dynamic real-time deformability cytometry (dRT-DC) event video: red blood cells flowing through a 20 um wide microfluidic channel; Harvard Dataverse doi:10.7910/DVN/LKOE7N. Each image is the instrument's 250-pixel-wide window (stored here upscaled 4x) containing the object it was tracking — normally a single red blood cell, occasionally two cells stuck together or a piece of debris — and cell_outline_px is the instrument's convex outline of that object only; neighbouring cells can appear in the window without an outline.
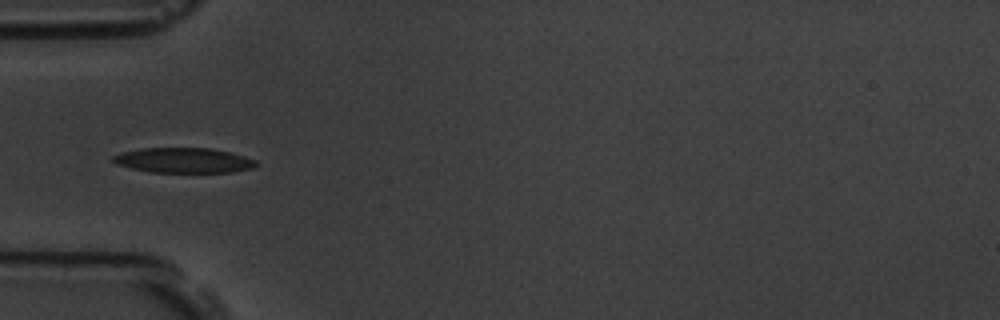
{"species": "common noctule bat (a hibernating species)", "species_latin": "Nyctalus noctula", "temperature_condition": "room temperature", "stored_images_in_passage": 6, "camera_frame_rate_fps": 3000, "um_per_image_px": 0.085, "animal": {"sex": "male", "body_mass_g": 19.5, "forearm_length_mm": 54.6}, "frame": {"image": 1, "passage_image": 2, "time_ms": 0.333, "image_size_px": [1000, 320], "cell_outline_px": [[256, 164], [252, 168], [232, 172], [152, 172], [132, 168], [116, 164], [112, 160], [112, 156], [124, 152], [140, 148], [212, 148], [244, 156], [256, 160]], "centroid_in_image_um": [15.6, 13.62], "position_along_channel_um": 69.4, "area_um2": 20.69}}
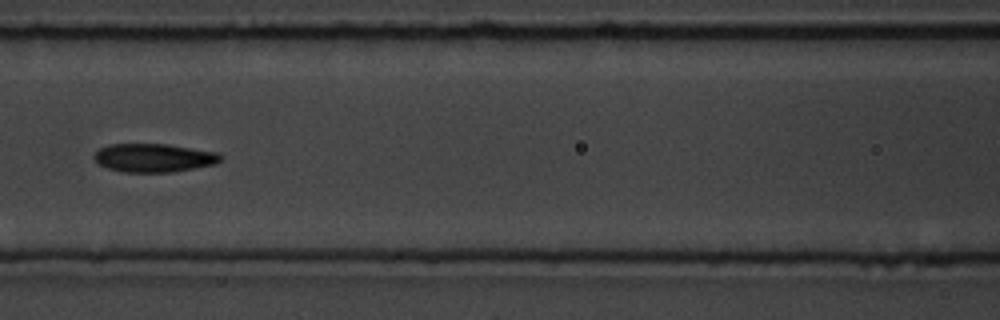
{"frame": {"image": 2, "passage_image": 4, "time_ms": 1.0, "image_size_px": [1000, 320], "cell_outline_px": [[224, 156], [216, 164], [172, 172], [124, 172], [108, 168], [100, 164], [92, 156], [100, 148], [108, 144], [168, 144], [220, 152]], "centroid_in_image_um": [13.12, 13.4], "position_along_channel_um": 153.5, "area_um2": 21.1}}
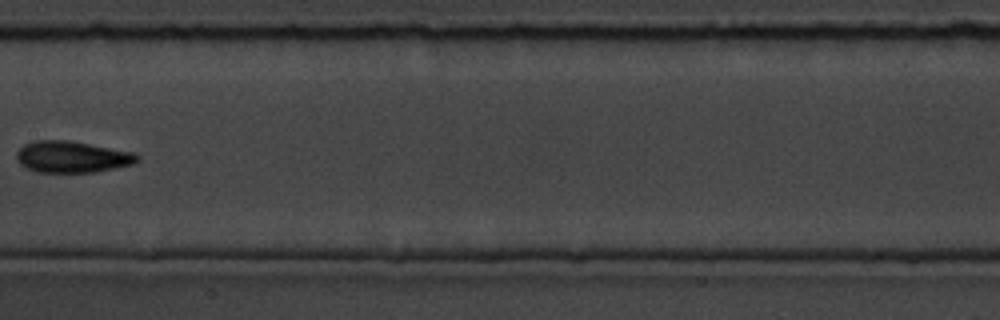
{"frame": {"image": 3, "passage_image": 5, "time_ms": 1.333, "image_size_px": [1000, 320], "cell_outline_px": [[140, 160], [132, 164], [96, 172], [36, 172], [20, 164], [16, 160], [16, 152], [24, 144], [36, 140], [72, 140], [136, 152], [140, 156]], "centroid_in_image_um": [6.15, 13.32], "position_along_channel_um": 201.2, "area_um2": 22.48}}